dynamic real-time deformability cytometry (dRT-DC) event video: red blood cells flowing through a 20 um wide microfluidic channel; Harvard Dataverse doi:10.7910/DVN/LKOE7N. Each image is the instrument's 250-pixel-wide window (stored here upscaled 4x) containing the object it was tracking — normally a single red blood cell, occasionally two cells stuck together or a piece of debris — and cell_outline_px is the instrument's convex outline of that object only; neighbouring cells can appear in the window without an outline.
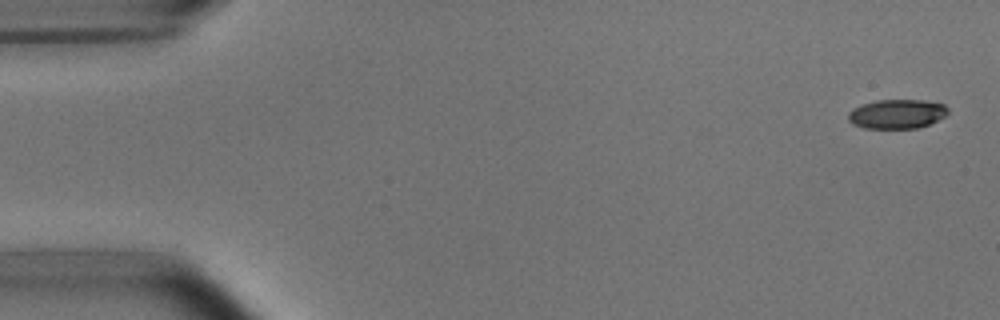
{"species": "common noctule bat (a hibernating species)", "species_latin": "Nyctalus noctula", "temperature_condition": "room temperature", "stored_images_in_passage": 52, "camera_frame_rate_fps": 3000, "um_per_image_px": 0.085, "animal": {"sex": "male", "body_mass_g": 15.6}, "frame": {"image": 1, "passage_image": 2, "time_ms": 0.333, "image_size_px": [1000, 320], "cell_outline_px": [[948, 112], [944, 116], [920, 128], [864, 128], [852, 124], [848, 120], [848, 112], [852, 108], [876, 100], [924, 100], [944, 104], [948, 108]], "centroid_in_image_um": [76.22, 9.68], "position_along_channel_um": 8.8, "area_um2": 16.99}}
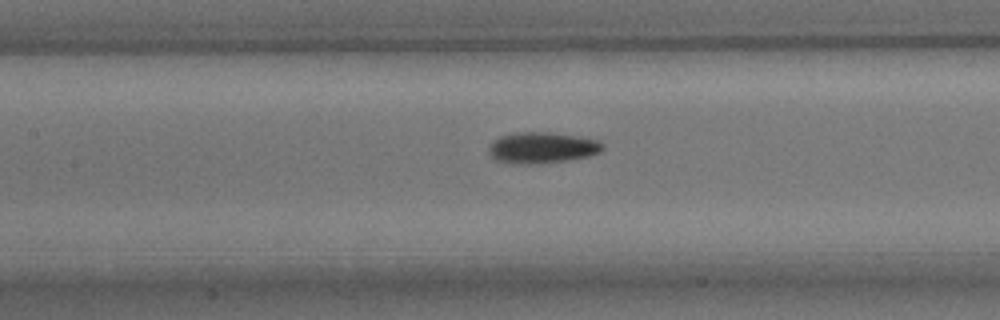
{"frame": {"image": 2, "passage_image": 24, "time_ms": 7.667, "image_size_px": [1000, 320], "cell_outline_px": [[604, 148], [600, 152], [588, 156], [564, 160], [528, 164], [512, 164], [496, 160], [492, 156], [488, 148], [500, 136], [520, 132], [548, 132], [576, 136], [600, 140], [604, 144]], "centroid_in_image_um": [46.1, 12.55], "position_along_channel_um": 161.3, "area_um2": 20.35}}
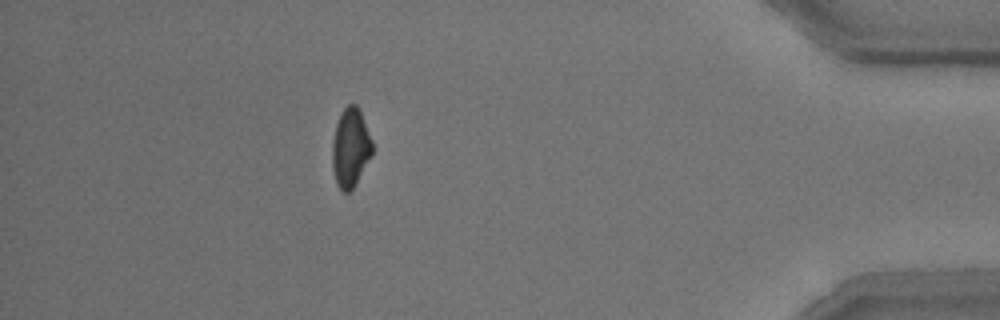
{"frame": {"image": 3, "passage_image": 47, "time_ms": 15.333, "image_size_px": [1000, 320], "cell_outline_px": [[372, 152], [352, 188], [348, 192], [340, 192], [336, 184], [332, 168], [332, 140], [336, 124], [340, 112], [348, 104], [356, 104], [360, 112], [372, 140]], "centroid_in_image_um": [29.74, 12.54], "position_along_channel_um": 405.5, "area_um2": 18.15}, "authors_computed_cell_mechanics": {"area_um2": 18.9584, "velocity_mm_per_s": 3.8183, "shape_relaxation_time_tau1_ms": 3.2007, "shape_relaxation_time_tau2_ms": 3.0088, "deformation_change_tau1": 0.1325, "deformation_change_tau2": 0.0814}}